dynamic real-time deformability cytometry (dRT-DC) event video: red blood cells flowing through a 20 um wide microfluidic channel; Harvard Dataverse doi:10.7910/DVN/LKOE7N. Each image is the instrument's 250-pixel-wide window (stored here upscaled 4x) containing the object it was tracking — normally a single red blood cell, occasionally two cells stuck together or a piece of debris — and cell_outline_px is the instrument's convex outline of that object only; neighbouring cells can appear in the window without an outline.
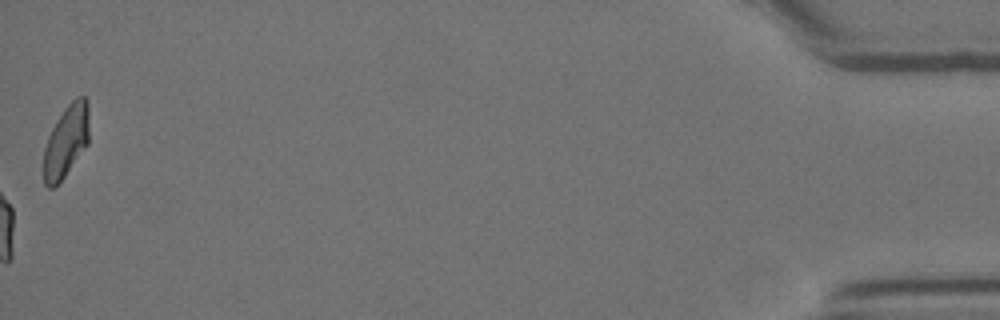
{"species": "Egyptian fruit bat (a non-hibernating species)", "species_latin": "Rousettus aegyptiacus", "temperature_condition": "room temperature", "stored_images_in_passage": 41, "camera_frame_rate_fps": 3000, "um_per_image_px": 0.085, "animal": {"sex": "female"}, "frame": {"image": 1, "passage_image": 41, "time_ms": 13.333, "image_size_px": [1000, 320], "cell_outline_px": [[88, 140], [60, 180], [52, 188], [44, 180], [44, 152], [48, 140], [56, 124], [64, 112], [80, 96], [84, 96], [88, 136]], "centroid_in_image_um": [5.58, 12.07], "position_along_channel_um": 429.6, "area_um2": 16.82}, "authors_computed_cell_mechanics": {"area_um2": 18.8428, "velocity_mm_per_s": 3.5814, "shape_relaxation_time_tau1_ms": null, "shape_relaxation_time_tau2_ms": 1.3294, "deformation_change_tau1": null, "deformation_change_tau2": 0.0842}}